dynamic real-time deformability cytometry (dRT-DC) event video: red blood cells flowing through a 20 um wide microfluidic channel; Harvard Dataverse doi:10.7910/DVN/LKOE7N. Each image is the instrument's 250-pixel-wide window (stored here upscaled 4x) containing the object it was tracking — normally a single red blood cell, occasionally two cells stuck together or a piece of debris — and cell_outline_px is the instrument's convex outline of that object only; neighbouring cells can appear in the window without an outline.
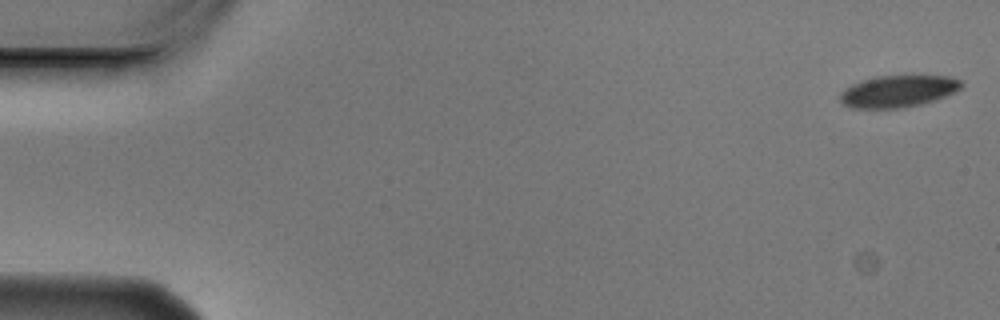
{"species": "Egyptian fruit bat (a non-hibernating species)", "species_latin": "Rousettus aegyptiacus", "temperature_condition": "cold", "stored_images_in_passage": 6, "camera_frame_rate_fps": 3000, "um_per_image_px": 0.085, "animal": {"sex": "male"}, "frame": {"image": 1, "passage_image": 1, "time_ms": 0.0, "image_size_px": [1000, 320], "cell_outline_px": [[964, 84], [960, 88], [936, 100], [920, 104], [900, 108], [852, 108], [844, 104], [840, 100], [840, 92], [852, 84], [876, 76], [952, 76], [960, 80]], "centroid_in_image_um": [76.34, 7.75], "position_along_channel_um": 8.7, "area_um2": 22.31}}
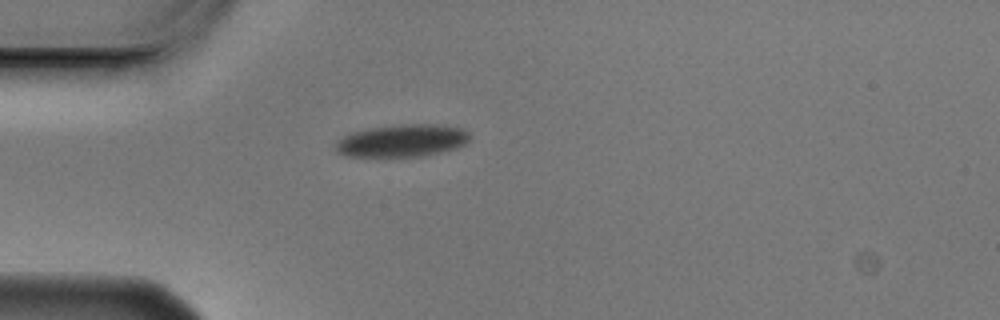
{"frame": {"image": 2, "passage_image": 5, "time_ms": 1.333, "image_size_px": [1000, 320], "cell_outline_px": [[468, 140], [464, 144], [456, 148], [420, 156], [348, 156], [336, 152], [336, 144], [344, 136], [352, 132], [368, 128], [404, 124], [436, 124], [460, 128], [468, 132]], "centroid_in_image_um": [34.17, 11.95], "position_along_channel_um": 50.8, "area_um2": 24.91}}